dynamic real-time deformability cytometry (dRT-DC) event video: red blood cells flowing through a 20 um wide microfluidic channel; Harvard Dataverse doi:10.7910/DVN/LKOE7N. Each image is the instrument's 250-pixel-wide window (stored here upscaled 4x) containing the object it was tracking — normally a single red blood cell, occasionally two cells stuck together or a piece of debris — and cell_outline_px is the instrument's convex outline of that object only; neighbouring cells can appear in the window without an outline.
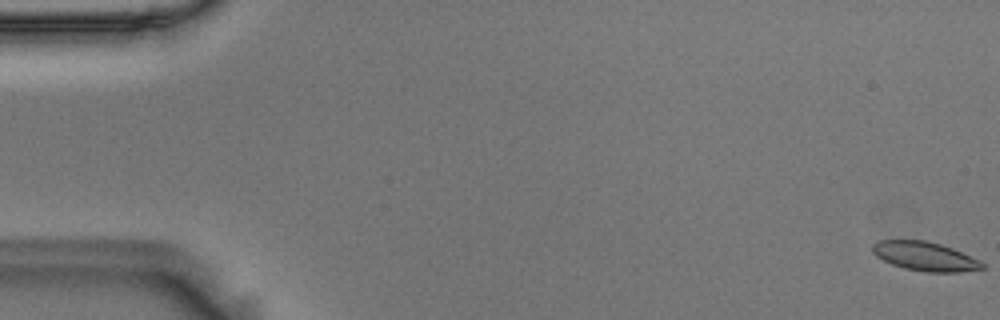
{"species": "Egyptian fruit bat (a non-hibernating species)", "species_latin": "Rousettus aegyptiacus", "temperature_condition": "room temperature", "stored_images_in_passage": 56, "camera_frame_rate_fps": 3000, "um_per_image_px": 0.085, "animal": {"sex": "male"}, "frame": {"image": 1, "passage_image": 1, "time_ms": 0.0, "image_size_px": [1000, 320], "cell_outline_px": [[984, 268], [960, 272], [924, 272], [904, 268], [892, 264], [876, 256], [872, 252], [872, 244], [880, 240], [924, 240], [940, 244], [952, 248], [980, 260], [984, 264]], "centroid_in_image_um": [78.61, 21.79], "position_along_channel_um": 6.4, "area_um2": 18.5}}
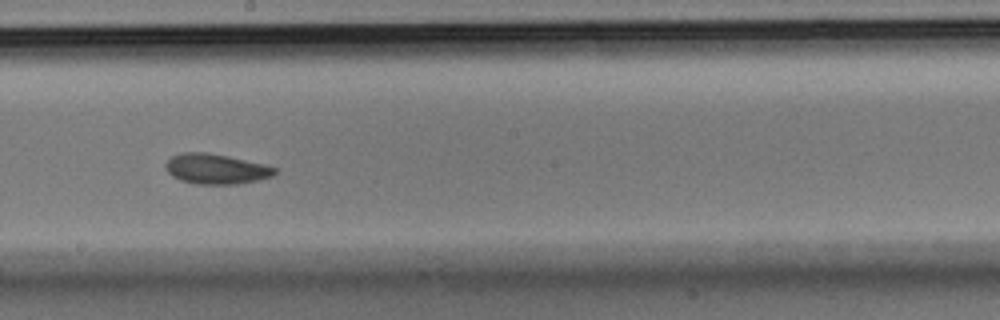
{"frame": {"image": 2, "passage_image": 32, "time_ms": 10.333, "image_size_px": [1000, 320], "cell_outline_px": [[276, 172], [272, 176], [256, 180], [236, 184], [196, 184], [180, 180], [172, 176], [164, 168], [164, 164], [172, 156], [180, 152], [208, 152], [228, 156], [264, 164], [276, 168]], "centroid_in_image_um": [18.31, 14.35], "position_along_channel_um": 229.9, "area_um2": 19.19}}
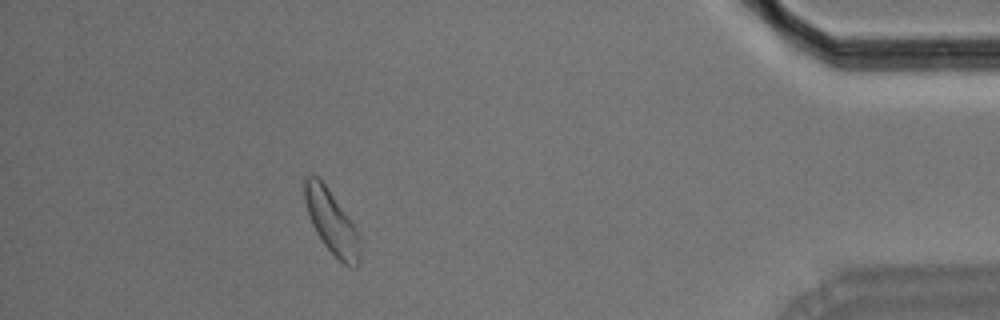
{"frame": {"image": 3, "passage_image": 51, "time_ms": 16.667, "image_size_px": [1000, 320], "cell_outline_px": [[360, 256], [356, 268], [352, 268], [344, 264], [324, 244], [316, 232], [312, 224], [304, 200], [304, 176], [316, 176], [324, 184], [352, 224], [356, 232], [360, 252]], "centroid_in_image_um": [28.14, 18.88], "position_along_channel_um": 407.1, "area_um2": 19.48}, "authors_computed_cell_mechanics": {"area_um2": 19.1029, "velocity_mm_per_s": 3.6056, "shape_relaxation_time_tau1_ms": 5.8256, "shape_relaxation_time_tau2_ms": 4.0751, "deformation_change_tau1": 0.1099, "deformation_change_tau2": 0.0935}}